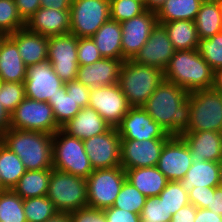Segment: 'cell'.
Instances as JSON below:
<instances>
[{"instance_id":"1","label":"cell","mask_w":222,"mask_h":222,"mask_svg":"<svg viewBox=\"0 0 222 222\" xmlns=\"http://www.w3.org/2000/svg\"><path fill=\"white\" fill-rule=\"evenodd\" d=\"M188 92L164 80L142 106L167 134L180 136L188 129L191 107Z\"/></svg>"},{"instance_id":"2","label":"cell","mask_w":222,"mask_h":222,"mask_svg":"<svg viewBox=\"0 0 222 222\" xmlns=\"http://www.w3.org/2000/svg\"><path fill=\"white\" fill-rule=\"evenodd\" d=\"M53 135L9 128L0 141L13 151L26 170L53 168Z\"/></svg>"},{"instance_id":"3","label":"cell","mask_w":222,"mask_h":222,"mask_svg":"<svg viewBox=\"0 0 222 222\" xmlns=\"http://www.w3.org/2000/svg\"><path fill=\"white\" fill-rule=\"evenodd\" d=\"M163 73L164 80L188 93L211 88L214 83V70L197 49L175 51Z\"/></svg>"},{"instance_id":"4","label":"cell","mask_w":222,"mask_h":222,"mask_svg":"<svg viewBox=\"0 0 222 222\" xmlns=\"http://www.w3.org/2000/svg\"><path fill=\"white\" fill-rule=\"evenodd\" d=\"M164 81V73L156 67L123 61L118 85L132 107L143 106Z\"/></svg>"},{"instance_id":"5","label":"cell","mask_w":222,"mask_h":222,"mask_svg":"<svg viewBox=\"0 0 222 222\" xmlns=\"http://www.w3.org/2000/svg\"><path fill=\"white\" fill-rule=\"evenodd\" d=\"M47 197L59 212L71 213L88 206L86 179L51 169Z\"/></svg>"},{"instance_id":"6","label":"cell","mask_w":222,"mask_h":222,"mask_svg":"<svg viewBox=\"0 0 222 222\" xmlns=\"http://www.w3.org/2000/svg\"><path fill=\"white\" fill-rule=\"evenodd\" d=\"M53 168L87 179L93 167L83 140L70 136L61 128L53 134Z\"/></svg>"},{"instance_id":"7","label":"cell","mask_w":222,"mask_h":222,"mask_svg":"<svg viewBox=\"0 0 222 222\" xmlns=\"http://www.w3.org/2000/svg\"><path fill=\"white\" fill-rule=\"evenodd\" d=\"M191 113L185 132H222V93L213 87L188 94Z\"/></svg>"},{"instance_id":"8","label":"cell","mask_w":222,"mask_h":222,"mask_svg":"<svg viewBox=\"0 0 222 222\" xmlns=\"http://www.w3.org/2000/svg\"><path fill=\"white\" fill-rule=\"evenodd\" d=\"M126 180V171L121 166L93 170L86 179L88 207L100 210L112 207Z\"/></svg>"},{"instance_id":"9","label":"cell","mask_w":222,"mask_h":222,"mask_svg":"<svg viewBox=\"0 0 222 222\" xmlns=\"http://www.w3.org/2000/svg\"><path fill=\"white\" fill-rule=\"evenodd\" d=\"M10 128L53 135L60 127L48 102L25 97L10 114Z\"/></svg>"},{"instance_id":"10","label":"cell","mask_w":222,"mask_h":222,"mask_svg":"<svg viewBox=\"0 0 222 222\" xmlns=\"http://www.w3.org/2000/svg\"><path fill=\"white\" fill-rule=\"evenodd\" d=\"M110 19L109 0H72L70 33L77 38L92 37Z\"/></svg>"},{"instance_id":"11","label":"cell","mask_w":222,"mask_h":222,"mask_svg":"<svg viewBox=\"0 0 222 222\" xmlns=\"http://www.w3.org/2000/svg\"><path fill=\"white\" fill-rule=\"evenodd\" d=\"M78 38L72 33L48 37V58L57 76L64 82L76 80Z\"/></svg>"},{"instance_id":"12","label":"cell","mask_w":222,"mask_h":222,"mask_svg":"<svg viewBox=\"0 0 222 222\" xmlns=\"http://www.w3.org/2000/svg\"><path fill=\"white\" fill-rule=\"evenodd\" d=\"M88 107L96 110L111 126L116 128L132 107L118 84L91 88Z\"/></svg>"},{"instance_id":"13","label":"cell","mask_w":222,"mask_h":222,"mask_svg":"<svg viewBox=\"0 0 222 222\" xmlns=\"http://www.w3.org/2000/svg\"><path fill=\"white\" fill-rule=\"evenodd\" d=\"M93 170L121 166V137L116 128L83 140Z\"/></svg>"},{"instance_id":"14","label":"cell","mask_w":222,"mask_h":222,"mask_svg":"<svg viewBox=\"0 0 222 222\" xmlns=\"http://www.w3.org/2000/svg\"><path fill=\"white\" fill-rule=\"evenodd\" d=\"M121 140L170 139L172 135L153 120L142 106L131 107L116 127Z\"/></svg>"},{"instance_id":"15","label":"cell","mask_w":222,"mask_h":222,"mask_svg":"<svg viewBox=\"0 0 222 222\" xmlns=\"http://www.w3.org/2000/svg\"><path fill=\"white\" fill-rule=\"evenodd\" d=\"M157 23L156 12L147 9L142 14L120 23L123 61L132 60L135 57L149 39Z\"/></svg>"},{"instance_id":"16","label":"cell","mask_w":222,"mask_h":222,"mask_svg":"<svg viewBox=\"0 0 222 222\" xmlns=\"http://www.w3.org/2000/svg\"><path fill=\"white\" fill-rule=\"evenodd\" d=\"M65 83L57 76L48 62H41L27 67V76L24 81L25 96L36 101L47 102L53 98L58 89Z\"/></svg>"},{"instance_id":"17","label":"cell","mask_w":222,"mask_h":222,"mask_svg":"<svg viewBox=\"0 0 222 222\" xmlns=\"http://www.w3.org/2000/svg\"><path fill=\"white\" fill-rule=\"evenodd\" d=\"M189 147L180 136H172L161 151L157 168L168 181L182 180L193 164Z\"/></svg>"},{"instance_id":"18","label":"cell","mask_w":222,"mask_h":222,"mask_svg":"<svg viewBox=\"0 0 222 222\" xmlns=\"http://www.w3.org/2000/svg\"><path fill=\"white\" fill-rule=\"evenodd\" d=\"M169 139L121 140V167L135 169L157 166L164 144Z\"/></svg>"},{"instance_id":"19","label":"cell","mask_w":222,"mask_h":222,"mask_svg":"<svg viewBox=\"0 0 222 222\" xmlns=\"http://www.w3.org/2000/svg\"><path fill=\"white\" fill-rule=\"evenodd\" d=\"M174 52L175 50L166 29L162 24L157 23L152 29L149 39L132 61L164 71Z\"/></svg>"},{"instance_id":"20","label":"cell","mask_w":222,"mask_h":222,"mask_svg":"<svg viewBox=\"0 0 222 222\" xmlns=\"http://www.w3.org/2000/svg\"><path fill=\"white\" fill-rule=\"evenodd\" d=\"M180 137L189 147L193 161H222V132H184Z\"/></svg>"},{"instance_id":"21","label":"cell","mask_w":222,"mask_h":222,"mask_svg":"<svg viewBox=\"0 0 222 222\" xmlns=\"http://www.w3.org/2000/svg\"><path fill=\"white\" fill-rule=\"evenodd\" d=\"M25 27L47 37L70 33V10L40 7L26 21Z\"/></svg>"},{"instance_id":"22","label":"cell","mask_w":222,"mask_h":222,"mask_svg":"<svg viewBox=\"0 0 222 222\" xmlns=\"http://www.w3.org/2000/svg\"><path fill=\"white\" fill-rule=\"evenodd\" d=\"M122 63L120 59L102 58L91 65L79 66L76 80L89 88L117 84Z\"/></svg>"},{"instance_id":"23","label":"cell","mask_w":222,"mask_h":222,"mask_svg":"<svg viewBox=\"0 0 222 222\" xmlns=\"http://www.w3.org/2000/svg\"><path fill=\"white\" fill-rule=\"evenodd\" d=\"M8 36L17 44L19 55L27 67L47 61V36L30 32L26 27Z\"/></svg>"},{"instance_id":"24","label":"cell","mask_w":222,"mask_h":222,"mask_svg":"<svg viewBox=\"0 0 222 222\" xmlns=\"http://www.w3.org/2000/svg\"><path fill=\"white\" fill-rule=\"evenodd\" d=\"M110 128L101 115L90 107L82 108L74 118L61 127L68 135L81 140L104 133Z\"/></svg>"},{"instance_id":"25","label":"cell","mask_w":222,"mask_h":222,"mask_svg":"<svg viewBox=\"0 0 222 222\" xmlns=\"http://www.w3.org/2000/svg\"><path fill=\"white\" fill-rule=\"evenodd\" d=\"M27 66L18 52L17 44L7 35L0 42V79L3 82L24 83Z\"/></svg>"},{"instance_id":"26","label":"cell","mask_w":222,"mask_h":222,"mask_svg":"<svg viewBox=\"0 0 222 222\" xmlns=\"http://www.w3.org/2000/svg\"><path fill=\"white\" fill-rule=\"evenodd\" d=\"M182 188L189 193L194 187L220 186V164L213 161H194L185 177L179 181Z\"/></svg>"},{"instance_id":"27","label":"cell","mask_w":222,"mask_h":222,"mask_svg":"<svg viewBox=\"0 0 222 222\" xmlns=\"http://www.w3.org/2000/svg\"><path fill=\"white\" fill-rule=\"evenodd\" d=\"M103 58L120 59L122 54V28L117 21L109 19L91 37Z\"/></svg>"},{"instance_id":"28","label":"cell","mask_w":222,"mask_h":222,"mask_svg":"<svg viewBox=\"0 0 222 222\" xmlns=\"http://www.w3.org/2000/svg\"><path fill=\"white\" fill-rule=\"evenodd\" d=\"M126 178L146 197L159 196L169 182L157 166L127 169Z\"/></svg>"},{"instance_id":"29","label":"cell","mask_w":222,"mask_h":222,"mask_svg":"<svg viewBox=\"0 0 222 222\" xmlns=\"http://www.w3.org/2000/svg\"><path fill=\"white\" fill-rule=\"evenodd\" d=\"M199 39L222 32V11L219 0H204L195 19Z\"/></svg>"},{"instance_id":"30","label":"cell","mask_w":222,"mask_h":222,"mask_svg":"<svg viewBox=\"0 0 222 222\" xmlns=\"http://www.w3.org/2000/svg\"><path fill=\"white\" fill-rule=\"evenodd\" d=\"M164 26L175 51L197 49L199 37L195 21L174 20Z\"/></svg>"},{"instance_id":"31","label":"cell","mask_w":222,"mask_h":222,"mask_svg":"<svg viewBox=\"0 0 222 222\" xmlns=\"http://www.w3.org/2000/svg\"><path fill=\"white\" fill-rule=\"evenodd\" d=\"M51 169L26 170L13 187L22 199L47 196Z\"/></svg>"},{"instance_id":"32","label":"cell","mask_w":222,"mask_h":222,"mask_svg":"<svg viewBox=\"0 0 222 222\" xmlns=\"http://www.w3.org/2000/svg\"><path fill=\"white\" fill-rule=\"evenodd\" d=\"M204 0H167L156 11L158 23L174 20L195 21Z\"/></svg>"},{"instance_id":"33","label":"cell","mask_w":222,"mask_h":222,"mask_svg":"<svg viewBox=\"0 0 222 222\" xmlns=\"http://www.w3.org/2000/svg\"><path fill=\"white\" fill-rule=\"evenodd\" d=\"M26 169L20 158L0 141V179L5 189H13Z\"/></svg>"},{"instance_id":"34","label":"cell","mask_w":222,"mask_h":222,"mask_svg":"<svg viewBox=\"0 0 222 222\" xmlns=\"http://www.w3.org/2000/svg\"><path fill=\"white\" fill-rule=\"evenodd\" d=\"M51 106L57 125L61 128L74 118L82 109L75 100L66 93L65 85L58 89V93L47 101Z\"/></svg>"},{"instance_id":"35","label":"cell","mask_w":222,"mask_h":222,"mask_svg":"<svg viewBox=\"0 0 222 222\" xmlns=\"http://www.w3.org/2000/svg\"><path fill=\"white\" fill-rule=\"evenodd\" d=\"M0 222H27L23 199L12 189L0 192Z\"/></svg>"},{"instance_id":"36","label":"cell","mask_w":222,"mask_h":222,"mask_svg":"<svg viewBox=\"0 0 222 222\" xmlns=\"http://www.w3.org/2000/svg\"><path fill=\"white\" fill-rule=\"evenodd\" d=\"M23 209L27 222H45L57 212L47 196L23 199Z\"/></svg>"},{"instance_id":"37","label":"cell","mask_w":222,"mask_h":222,"mask_svg":"<svg viewBox=\"0 0 222 222\" xmlns=\"http://www.w3.org/2000/svg\"><path fill=\"white\" fill-rule=\"evenodd\" d=\"M146 198L145 195L126 180L112 207L141 214Z\"/></svg>"},{"instance_id":"38","label":"cell","mask_w":222,"mask_h":222,"mask_svg":"<svg viewBox=\"0 0 222 222\" xmlns=\"http://www.w3.org/2000/svg\"><path fill=\"white\" fill-rule=\"evenodd\" d=\"M25 25L15 0H0V33L7 36L25 28Z\"/></svg>"},{"instance_id":"39","label":"cell","mask_w":222,"mask_h":222,"mask_svg":"<svg viewBox=\"0 0 222 222\" xmlns=\"http://www.w3.org/2000/svg\"><path fill=\"white\" fill-rule=\"evenodd\" d=\"M159 198L163 201L167 213H171V216L190 203L188 193L182 188L179 181H169L159 194Z\"/></svg>"},{"instance_id":"40","label":"cell","mask_w":222,"mask_h":222,"mask_svg":"<svg viewBox=\"0 0 222 222\" xmlns=\"http://www.w3.org/2000/svg\"><path fill=\"white\" fill-rule=\"evenodd\" d=\"M197 52L214 71L222 68V32L206 39H199Z\"/></svg>"},{"instance_id":"41","label":"cell","mask_w":222,"mask_h":222,"mask_svg":"<svg viewBox=\"0 0 222 222\" xmlns=\"http://www.w3.org/2000/svg\"><path fill=\"white\" fill-rule=\"evenodd\" d=\"M109 2L110 19L119 23L134 18L146 10L145 5L138 0H109Z\"/></svg>"},{"instance_id":"42","label":"cell","mask_w":222,"mask_h":222,"mask_svg":"<svg viewBox=\"0 0 222 222\" xmlns=\"http://www.w3.org/2000/svg\"><path fill=\"white\" fill-rule=\"evenodd\" d=\"M25 97L24 83L3 82L0 90V102L10 114Z\"/></svg>"},{"instance_id":"43","label":"cell","mask_w":222,"mask_h":222,"mask_svg":"<svg viewBox=\"0 0 222 222\" xmlns=\"http://www.w3.org/2000/svg\"><path fill=\"white\" fill-rule=\"evenodd\" d=\"M140 217L149 222H171L172 216L159 196H152L146 198Z\"/></svg>"},{"instance_id":"44","label":"cell","mask_w":222,"mask_h":222,"mask_svg":"<svg viewBox=\"0 0 222 222\" xmlns=\"http://www.w3.org/2000/svg\"><path fill=\"white\" fill-rule=\"evenodd\" d=\"M102 58L91 37L78 38L77 59L79 66L91 65Z\"/></svg>"},{"instance_id":"45","label":"cell","mask_w":222,"mask_h":222,"mask_svg":"<svg viewBox=\"0 0 222 222\" xmlns=\"http://www.w3.org/2000/svg\"><path fill=\"white\" fill-rule=\"evenodd\" d=\"M66 93L71 95L81 108L88 107L91 88L86 87L77 80L65 83Z\"/></svg>"},{"instance_id":"46","label":"cell","mask_w":222,"mask_h":222,"mask_svg":"<svg viewBox=\"0 0 222 222\" xmlns=\"http://www.w3.org/2000/svg\"><path fill=\"white\" fill-rule=\"evenodd\" d=\"M71 222H106L103 210L84 207L70 213Z\"/></svg>"},{"instance_id":"47","label":"cell","mask_w":222,"mask_h":222,"mask_svg":"<svg viewBox=\"0 0 222 222\" xmlns=\"http://www.w3.org/2000/svg\"><path fill=\"white\" fill-rule=\"evenodd\" d=\"M211 190H215V188L206 186H202L201 188L194 187L188 193L189 202L196 208H206L210 206Z\"/></svg>"},{"instance_id":"48","label":"cell","mask_w":222,"mask_h":222,"mask_svg":"<svg viewBox=\"0 0 222 222\" xmlns=\"http://www.w3.org/2000/svg\"><path fill=\"white\" fill-rule=\"evenodd\" d=\"M106 222H140V214L131 213L115 207H109L103 210Z\"/></svg>"},{"instance_id":"49","label":"cell","mask_w":222,"mask_h":222,"mask_svg":"<svg viewBox=\"0 0 222 222\" xmlns=\"http://www.w3.org/2000/svg\"><path fill=\"white\" fill-rule=\"evenodd\" d=\"M15 3L25 22L41 7V0H15Z\"/></svg>"},{"instance_id":"50","label":"cell","mask_w":222,"mask_h":222,"mask_svg":"<svg viewBox=\"0 0 222 222\" xmlns=\"http://www.w3.org/2000/svg\"><path fill=\"white\" fill-rule=\"evenodd\" d=\"M197 208L189 203L180 208L172 217L171 222H194Z\"/></svg>"},{"instance_id":"51","label":"cell","mask_w":222,"mask_h":222,"mask_svg":"<svg viewBox=\"0 0 222 222\" xmlns=\"http://www.w3.org/2000/svg\"><path fill=\"white\" fill-rule=\"evenodd\" d=\"M205 209L222 215V186H218L215 190H211L210 206H207Z\"/></svg>"},{"instance_id":"52","label":"cell","mask_w":222,"mask_h":222,"mask_svg":"<svg viewBox=\"0 0 222 222\" xmlns=\"http://www.w3.org/2000/svg\"><path fill=\"white\" fill-rule=\"evenodd\" d=\"M194 222H222V217L214 211L205 208H197Z\"/></svg>"},{"instance_id":"53","label":"cell","mask_w":222,"mask_h":222,"mask_svg":"<svg viewBox=\"0 0 222 222\" xmlns=\"http://www.w3.org/2000/svg\"><path fill=\"white\" fill-rule=\"evenodd\" d=\"M72 0H41V7L70 10Z\"/></svg>"},{"instance_id":"54","label":"cell","mask_w":222,"mask_h":222,"mask_svg":"<svg viewBox=\"0 0 222 222\" xmlns=\"http://www.w3.org/2000/svg\"><path fill=\"white\" fill-rule=\"evenodd\" d=\"M10 128V113L3 107L0 102V137Z\"/></svg>"},{"instance_id":"55","label":"cell","mask_w":222,"mask_h":222,"mask_svg":"<svg viewBox=\"0 0 222 222\" xmlns=\"http://www.w3.org/2000/svg\"><path fill=\"white\" fill-rule=\"evenodd\" d=\"M45 222H71L70 213L57 211L51 218Z\"/></svg>"},{"instance_id":"56","label":"cell","mask_w":222,"mask_h":222,"mask_svg":"<svg viewBox=\"0 0 222 222\" xmlns=\"http://www.w3.org/2000/svg\"><path fill=\"white\" fill-rule=\"evenodd\" d=\"M212 87L222 93V68L214 71V83Z\"/></svg>"},{"instance_id":"57","label":"cell","mask_w":222,"mask_h":222,"mask_svg":"<svg viewBox=\"0 0 222 222\" xmlns=\"http://www.w3.org/2000/svg\"><path fill=\"white\" fill-rule=\"evenodd\" d=\"M166 1L167 0H145V8L156 12Z\"/></svg>"},{"instance_id":"58","label":"cell","mask_w":222,"mask_h":222,"mask_svg":"<svg viewBox=\"0 0 222 222\" xmlns=\"http://www.w3.org/2000/svg\"><path fill=\"white\" fill-rule=\"evenodd\" d=\"M219 164H220V186H222V161Z\"/></svg>"},{"instance_id":"59","label":"cell","mask_w":222,"mask_h":222,"mask_svg":"<svg viewBox=\"0 0 222 222\" xmlns=\"http://www.w3.org/2000/svg\"><path fill=\"white\" fill-rule=\"evenodd\" d=\"M4 190H6V189L2 186V182H1V179H0V192L4 191Z\"/></svg>"},{"instance_id":"60","label":"cell","mask_w":222,"mask_h":222,"mask_svg":"<svg viewBox=\"0 0 222 222\" xmlns=\"http://www.w3.org/2000/svg\"><path fill=\"white\" fill-rule=\"evenodd\" d=\"M5 35L1 34L0 33V42H1V39L4 37Z\"/></svg>"},{"instance_id":"61","label":"cell","mask_w":222,"mask_h":222,"mask_svg":"<svg viewBox=\"0 0 222 222\" xmlns=\"http://www.w3.org/2000/svg\"><path fill=\"white\" fill-rule=\"evenodd\" d=\"M2 84H3V81L0 79V90H1Z\"/></svg>"},{"instance_id":"62","label":"cell","mask_w":222,"mask_h":222,"mask_svg":"<svg viewBox=\"0 0 222 222\" xmlns=\"http://www.w3.org/2000/svg\"><path fill=\"white\" fill-rule=\"evenodd\" d=\"M219 2H220L221 11H222V0H219Z\"/></svg>"},{"instance_id":"63","label":"cell","mask_w":222,"mask_h":222,"mask_svg":"<svg viewBox=\"0 0 222 222\" xmlns=\"http://www.w3.org/2000/svg\"><path fill=\"white\" fill-rule=\"evenodd\" d=\"M140 222H149V221H146V220L140 219Z\"/></svg>"},{"instance_id":"64","label":"cell","mask_w":222,"mask_h":222,"mask_svg":"<svg viewBox=\"0 0 222 222\" xmlns=\"http://www.w3.org/2000/svg\"><path fill=\"white\" fill-rule=\"evenodd\" d=\"M138 1H141L145 5V0H138Z\"/></svg>"}]
</instances>
